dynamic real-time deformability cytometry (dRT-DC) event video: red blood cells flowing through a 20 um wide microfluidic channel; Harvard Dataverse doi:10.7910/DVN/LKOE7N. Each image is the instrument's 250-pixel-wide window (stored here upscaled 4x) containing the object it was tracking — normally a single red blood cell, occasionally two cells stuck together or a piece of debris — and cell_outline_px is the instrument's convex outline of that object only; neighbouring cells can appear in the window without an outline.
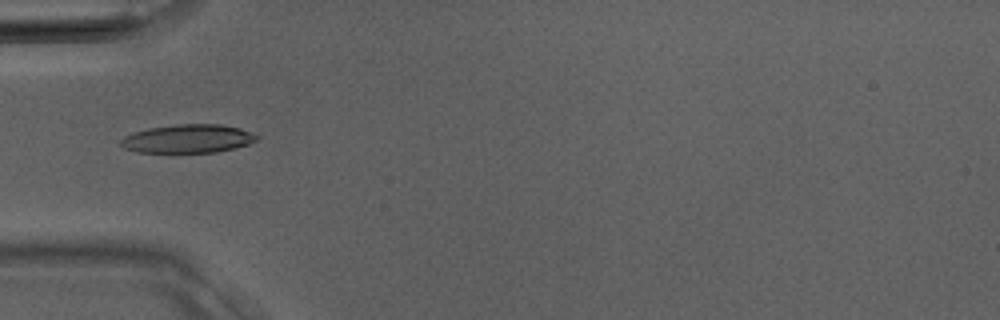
{"species": "Egyptian fruit bat (a non-hibernating species)", "species_latin": "Rousettus aegyptiacus", "temperature_condition": "room temperature", "stored_images_in_passage": 26, "camera_frame_rate_fps": 3000, "um_per_image_px": 0.085, "animal": {"sex": "male"}, "frame": {"image": 1, "passage_image": 1, "time_ms": 0.0, "image_size_px": [1000, 320], "cell_outline_px": [[260, 136], [256, 140], [248, 144], [216, 152], [136, 152], [124, 148], [120, 144], [120, 140], [124, 136], [132, 132], [148, 128], [176, 124], [220, 124], [240, 128], [252, 132]], "centroid_in_image_um": [15.95, 11.78], "position_along_channel_um": 69.0, "area_um2": 22.6}}
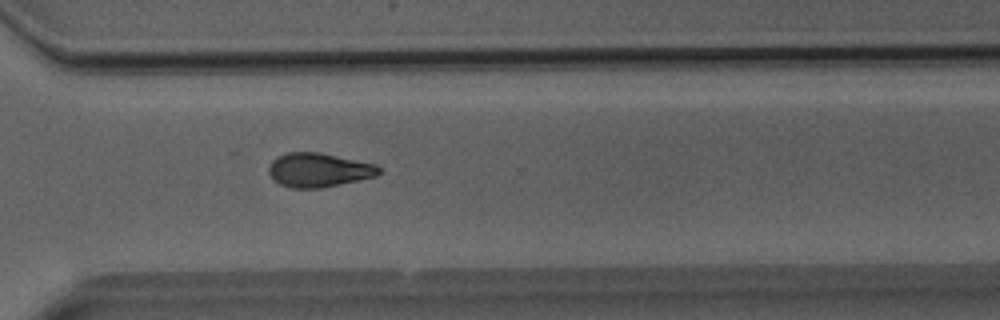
{"frame": {"image": 2, "passage_image": 16, "time_ms": 5.0, "image_size_px": [1000, 320], "cell_outline_px": [[380, 172], [376, 176], [360, 180], [320, 188], [292, 188], [280, 184], [272, 180], [268, 172], [268, 168], [272, 160], [288, 152], [320, 152], [376, 164], [380, 168]], "centroid_in_image_um": [27.08, 14.45], "position_along_channel_um": 343.5, "area_um2": 21.91}}
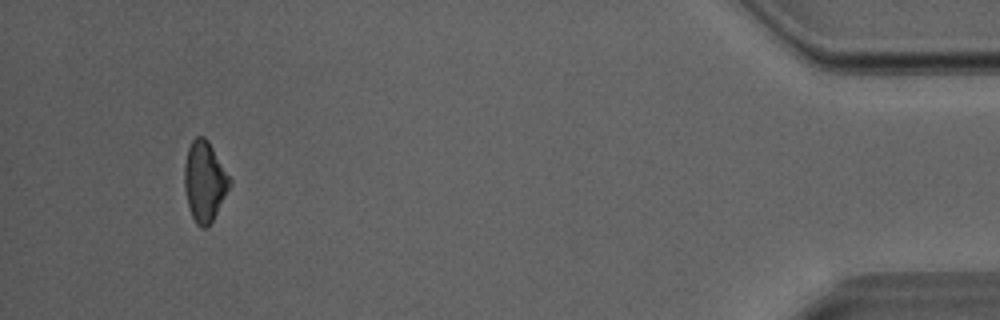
{"frame": {"image": 3, "passage_image": 24, "time_ms": 7.667, "image_size_px": [1000, 320], "cell_outline_px": [[232, 184], [208, 228], [200, 228], [196, 224], [192, 216], [188, 204], [184, 188], [184, 164], [188, 148], [192, 140], [196, 136], [204, 136], [208, 140], [232, 180]], "centroid_in_image_um": [17.39, 15.42], "position_along_channel_um": 417.8, "area_um2": 21.27}}